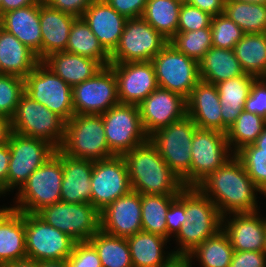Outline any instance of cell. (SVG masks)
<instances>
[{
    "label": "cell",
    "mask_w": 266,
    "mask_h": 267,
    "mask_svg": "<svg viewBox=\"0 0 266 267\" xmlns=\"http://www.w3.org/2000/svg\"><path fill=\"white\" fill-rule=\"evenodd\" d=\"M169 43L178 52L184 53L199 63L212 47L211 28L177 32Z\"/></svg>",
    "instance_id": "60d3db41"
},
{
    "label": "cell",
    "mask_w": 266,
    "mask_h": 267,
    "mask_svg": "<svg viewBox=\"0 0 266 267\" xmlns=\"http://www.w3.org/2000/svg\"><path fill=\"white\" fill-rule=\"evenodd\" d=\"M234 1L245 2V3L266 4V0H234Z\"/></svg>",
    "instance_id": "6125c7cd"
},
{
    "label": "cell",
    "mask_w": 266,
    "mask_h": 267,
    "mask_svg": "<svg viewBox=\"0 0 266 267\" xmlns=\"http://www.w3.org/2000/svg\"><path fill=\"white\" fill-rule=\"evenodd\" d=\"M233 51L245 73L266 78V33L244 34Z\"/></svg>",
    "instance_id": "836d02e7"
},
{
    "label": "cell",
    "mask_w": 266,
    "mask_h": 267,
    "mask_svg": "<svg viewBox=\"0 0 266 267\" xmlns=\"http://www.w3.org/2000/svg\"><path fill=\"white\" fill-rule=\"evenodd\" d=\"M158 86L188 98L200 81L199 63L168 43L152 60Z\"/></svg>",
    "instance_id": "4fadbf2b"
},
{
    "label": "cell",
    "mask_w": 266,
    "mask_h": 267,
    "mask_svg": "<svg viewBox=\"0 0 266 267\" xmlns=\"http://www.w3.org/2000/svg\"><path fill=\"white\" fill-rule=\"evenodd\" d=\"M77 17L40 2L42 60L49 54L66 50L72 23Z\"/></svg>",
    "instance_id": "4316f807"
},
{
    "label": "cell",
    "mask_w": 266,
    "mask_h": 267,
    "mask_svg": "<svg viewBox=\"0 0 266 267\" xmlns=\"http://www.w3.org/2000/svg\"><path fill=\"white\" fill-rule=\"evenodd\" d=\"M138 107L142 126L148 136L187 115L186 98L160 87L151 92Z\"/></svg>",
    "instance_id": "d6986e66"
},
{
    "label": "cell",
    "mask_w": 266,
    "mask_h": 267,
    "mask_svg": "<svg viewBox=\"0 0 266 267\" xmlns=\"http://www.w3.org/2000/svg\"><path fill=\"white\" fill-rule=\"evenodd\" d=\"M256 79L255 76L245 73L215 84L221 104L223 133H227L228 128L244 110L245 102Z\"/></svg>",
    "instance_id": "f1b7e54d"
},
{
    "label": "cell",
    "mask_w": 266,
    "mask_h": 267,
    "mask_svg": "<svg viewBox=\"0 0 266 267\" xmlns=\"http://www.w3.org/2000/svg\"><path fill=\"white\" fill-rule=\"evenodd\" d=\"M120 15L127 19L139 18L142 16L148 0H105Z\"/></svg>",
    "instance_id": "f907efd6"
},
{
    "label": "cell",
    "mask_w": 266,
    "mask_h": 267,
    "mask_svg": "<svg viewBox=\"0 0 266 267\" xmlns=\"http://www.w3.org/2000/svg\"><path fill=\"white\" fill-rule=\"evenodd\" d=\"M26 257L24 213L5 203L0 208V265Z\"/></svg>",
    "instance_id": "484cf974"
},
{
    "label": "cell",
    "mask_w": 266,
    "mask_h": 267,
    "mask_svg": "<svg viewBox=\"0 0 266 267\" xmlns=\"http://www.w3.org/2000/svg\"><path fill=\"white\" fill-rule=\"evenodd\" d=\"M52 8L69 13L76 17H82L85 10L94 0H43Z\"/></svg>",
    "instance_id": "816d5d0a"
},
{
    "label": "cell",
    "mask_w": 266,
    "mask_h": 267,
    "mask_svg": "<svg viewBox=\"0 0 266 267\" xmlns=\"http://www.w3.org/2000/svg\"><path fill=\"white\" fill-rule=\"evenodd\" d=\"M254 144L258 147V153H266V125Z\"/></svg>",
    "instance_id": "94428289"
},
{
    "label": "cell",
    "mask_w": 266,
    "mask_h": 267,
    "mask_svg": "<svg viewBox=\"0 0 266 267\" xmlns=\"http://www.w3.org/2000/svg\"><path fill=\"white\" fill-rule=\"evenodd\" d=\"M244 74L233 49L212 46L199 62L200 80L210 84H217Z\"/></svg>",
    "instance_id": "1f68e13d"
},
{
    "label": "cell",
    "mask_w": 266,
    "mask_h": 267,
    "mask_svg": "<svg viewBox=\"0 0 266 267\" xmlns=\"http://www.w3.org/2000/svg\"><path fill=\"white\" fill-rule=\"evenodd\" d=\"M185 215L187 221L171 241L174 255H188L222 229L218 208L197 187H185Z\"/></svg>",
    "instance_id": "3957f363"
},
{
    "label": "cell",
    "mask_w": 266,
    "mask_h": 267,
    "mask_svg": "<svg viewBox=\"0 0 266 267\" xmlns=\"http://www.w3.org/2000/svg\"><path fill=\"white\" fill-rule=\"evenodd\" d=\"M74 114L101 115L119 104L113 70L103 67L95 76L72 88Z\"/></svg>",
    "instance_id": "e0dca14e"
},
{
    "label": "cell",
    "mask_w": 266,
    "mask_h": 267,
    "mask_svg": "<svg viewBox=\"0 0 266 267\" xmlns=\"http://www.w3.org/2000/svg\"><path fill=\"white\" fill-rule=\"evenodd\" d=\"M176 1L180 2L181 4H184V3L188 2V0H176Z\"/></svg>",
    "instance_id": "be15d7a7"
},
{
    "label": "cell",
    "mask_w": 266,
    "mask_h": 267,
    "mask_svg": "<svg viewBox=\"0 0 266 267\" xmlns=\"http://www.w3.org/2000/svg\"><path fill=\"white\" fill-rule=\"evenodd\" d=\"M10 160L7 173V196H13L28 177L50 156L56 148L49 142L12 132L9 138ZM11 193V194H10Z\"/></svg>",
    "instance_id": "ba28073f"
},
{
    "label": "cell",
    "mask_w": 266,
    "mask_h": 267,
    "mask_svg": "<svg viewBox=\"0 0 266 267\" xmlns=\"http://www.w3.org/2000/svg\"><path fill=\"white\" fill-rule=\"evenodd\" d=\"M26 254L37 261L69 257L76 243L69 235L47 224L37 214L24 213Z\"/></svg>",
    "instance_id": "5bb4252c"
},
{
    "label": "cell",
    "mask_w": 266,
    "mask_h": 267,
    "mask_svg": "<svg viewBox=\"0 0 266 267\" xmlns=\"http://www.w3.org/2000/svg\"><path fill=\"white\" fill-rule=\"evenodd\" d=\"M65 51L95 59L104 67L110 65V55L101 46L82 17H77L72 23Z\"/></svg>",
    "instance_id": "e575fe53"
},
{
    "label": "cell",
    "mask_w": 266,
    "mask_h": 267,
    "mask_svg": "<svg viewBox=\"0 0 266 267\" xmlns=\"http://www.w3.org/2000/svg\"><path fill=\"white\" fill-rule=\"evenodd\" d=\"M191 148V187H196L234 155L226 134L217 130L197 128Z\"/></svg>",
    "instance_id": "2e32d148"
},
{
    "label": "cell",
    "mask_w": 266,
    "mask_h": 267,
    "mask_svg": "<svg viewBox=\"0 0 266 267\" xmlns=\"http://www.w3.org/2000/svg\"><path fill=\"white\" fill-rule=\"evenodd\" d=\"M55 153L62 160L61 201L75 204L91 203L93 161L68 156L60 149H56Z\"/></svg>",
    "instance_id": "603a6c76"
},
{
    "label": "cell",
    "mask_w": 266,
    "mask_h": 267,
    "mask_svg": "<svg viewBox=\"0 0 266 267\" xmlns=\"http://www.w3.org/2000/svg\"><path fill=\"white\" fill-rule=\"evenodd\" d=\"M131 190L128 169L123 156L93 161L91 204L99 212Z\"/></svg>",
    "instance_id": "9a60e30c"
},
{
    "label": "cell",
    "mask_w": 266,
    "mask_h": 267,
    "mask_svg": "<svg viewBox=\"0 0 266 267\" xmlns=\"http://www.w3.org/2000/svg\"><path fill=\"white\" fill-rule=\"evenodd\" d=\"M37 215L76 242L89 241L100 230V212L91 203L59 201L44 207Z\"/></svg>",
    "instance_id": "30bf717a"
},
{
    "label": "cell",
    "mask_w": 266,
    "mask_h": 267,
    "mask_svg": "<svg viewBox=\"0 0 266 267\" xmlns=\"http://www.w3.org/2000/svg\"><path fill=\"white\" fill-rule=\"evenodd\" d=\"M177 196L141 194L142 231L167 238L166 215Z\"/></svg>",
    "instance_id": "8d00e7d4"
},
{
    "label": "cell",
    "mask_w": 266,
    "mask_h": 267,
    "mask_svg": "<svg viewBox=\"0 0 266 267\" xmlns=\"http://www.w3.org/2000/svg\"><path fill=\"white\" fill-rule=\"evenodd\" d=\"M225 1L226 0H188L187 3L214 17L224 13Z\"/></svg>",
    "instance_id": "db71d44e"
},
{
    "label": "cell",
    "mask_w": 266,
    "mask_h": 267,
    "mask_svg": "<svg viewBox=\"0 0 266 267\" xmlns=\"http://www.w3.org/2000/svg\"><path fill=\"white\" fill-rule=\"evenodd\" d=\"M101 116L107 145L115 156H123L148 140L141 123L138 105L119 103Z\"/></svg>",
    "instance_id": "8fae6325"
},
{
    "label": "cell",
    "mask_w": 266,
    "mask_h": 267,
    "mask_svg": "<svg viewBox=\"0 0 266 267\" xmlns=\"http://www.w3.org/2000/svg\"><path fill=\"white\" fill-rule=\"evenodd\" d=\"M11 123L13 132L43 139L56 149L64 141L65 121L26 93L21 96Z\"/></svg>",
    "instance_id": "52a82bcc"
},
{
    "label": "cell",
    "mask_w": 266,
    "mask_h": 267,
    "mask_svg": "<svg viewBox=\"0 0 266 267\" xmlns=\"http://www.w3.org/2000/svg\"><path fill=\"white\" fill-rule=\"evenodd\" d=\"M24 93L23 78L15 75H0V115L12 118Z\"/></svg>",
    "instance_id": "ee69618b"
},
{
    "label": "cell",
    "mask_w": 266,
    "mask_h": 267,
    "mask_svg": "<svg viewBox=\"0 0 266 267\" xmlns=\"http://www.w3.org/2000/svg\"><path fill=\"white\" fill-rule=\"evenodd\" d=\"M62 180V160L54 153L28 177L7 204L20 212L37 214L44 207L61 201Z\"/></svg>",
    "instance_id": "277c9868"
},
{
    "label": "cell",
    "mask_w": 266,
    "mask_h": 267,
    "mask_svg": "<svg viewBox=\"0 0 266 267\" xmlns=\"http://www.w3.org/2000/svg\"><path fill=\"white\" fill-rule=\"evenodd\" d=\"M39 267H68V260H44L39 261Z\"/></svg>",
    "instance_id": "91938a15"
},
{
    "label": "cell",
    "mask_w": 266,
    "mask_h": 267,
    "mask_svg": "<svg viewBox=\"0 0 266 267\" xmlns=\"http://www.w3.org/2000/svg\"><path fill=\"white\" fill-rule=\"evenodd\" d=\"M126 239L133 267H161L174 256L171 242L162 236L141 231Z\"/></svg>",
    "instance_id": "f546056e"
},
{
    "label": "cell",
    "mask_w": 266,
    "mask_h": 267,
    "mask_svg": "<svg viewBox=\"0 0 266 267\" xmlns=\"http://www.w3.org/2000/svg\"><path fill=\"white\" fill-rule=\"evenodd\" d=\"M109 67L116 77L120 104L139 105L159 87L151 61L110 63Z\"/></svg>",
    "instance_id": "ac0fdd59"
},
{
    "label": "cell",
    "mask_w": 266,
    "mask_h": 267,
    "mask_svg": "<svg viewBox=\"0 0 266 267\" xmlns=\"http://www.w3.org/2000/svg\"><path fill=\"white\" fill-rule=\"evenodd\" d=\"M235 155L255 186L266 197V153H258V147L253 143L242 147Z\"/></svg>",
    "instance_id": "b9f144b4"
},
{
    "label": "cell",
    "mask_w": 266,
    "mask_h": 267,
    "mask_svg": "<svg viewBox=\"0 0 266 267\" xmlns=\"http://www.w3.org/2000/svg\"><path fill=\"white\" fill-rule=\"evenodd\" d=\"M181 6L176 0H148L141 17L169 41L177 33Z\"/></svg>",
    "instance_id": "d590c367"
},
{
    "label": "cell",
    "mask_w": 266,
    "mask_h": 267,
    "mask_svg": "<svg viewBox=\"0 0 266 267\" xmlns=\"http://www.w3.org/2000/svg\"><path fill=\"white\" fill-rule=\"evenodd\" d=\"M64 154L99 161L115 156L107 145L101 115L74 114L65 122V136L59 148Z\"/></svg>",
    "instance_id": "8992f818"
},
{
    "label": "cell",
    "mask_w": 266,
    "mask_h": 267,
    "mask_svg": "<svg viewBox=\"0 0 266 267\" xmlns=\"http://www.w3.org/2000/svg\"><path fill=\"white\" fill-rule=\"evenodd\" d=\"M168 43L144 18L127 19L110 63L151 61Z\"/></svg>",
    "instance_id": "7c38bea8"
},
{
    "label": "cell",
    "mask_w": 266,
    "mask_h": 267,
    "mask_svg": "<svg viewBox=\"0 0 266 267\" xmlns=\"http://www.w3.org/2000/svg\"><path fill=\"white\" fill-rule=\"evenodd\" d=\"M2 267H39V261L26 257L23 259L8 262L2 265Z\"/></svg>",
    "instance_id": "680465c9"
},
{
    "label": "cell",
    "mask_w": 266,
    "mask_h": 267,
    "mask_svg": "<svg viewBox=\"0 0 266 267\" xmlns=\"http://www.w3.org/2000/svg\"><path fill=\"white\" fill-rule=\"evenodd\" d=\"M2 30V20H1V16H0V31Z\"/></svg>",
    "instance_id": "e7e4bbea"
},
{
    "label": "cell",
    "mask_w": 266,
    "mask_h": 267,
    "mask_svg": "<svg viewBox=\"0 0 266 267\" xmlns=\"http://www.w3.org/2000/svg\"><path fill=\"white\" fill-rule=\"evenodd\" d=\"M95 247L102 267H133L126 238L99 230L89 240Z\"/></svg>",
    "instance_id": "74e56055"
},
{
    "label": "cell",
    "mask_w": 266,
    "mask_h": 267,
    "mask_svg": "<svg viewBox=\"0 0 266 267\" xmlns=\"http://www.w3.org/2000/svg\"><path fill=\"white\" fill-rule=\"evenodd\" d=\"M42 0H2L0 16L8 11L34 5Z\"/></svg>",
    "instance_id": "11a10c76"
},
{
    "label": "cell",
    "mask_w": 266,
    "mask_h": 267,
    "mask_svg": "<svg viewBox=\"0 0 266 267\" xmlns=\"http://www.w3.org/2000/svg\"><path fill=\"white\" fill-rule=\"evenodd\" d=\"M212 46L221 49H233L243 37L242 29L226 14L212 17L211 21Z\"/></svg>",
    "instance_id": "7bdbcfd3"
},
{
    "label": "cell",
    "mask_w": 266,
    "mask_h": 267,
    "mask_svg": "<svg viewBox=\"0 0 266 267\" xmlns=\"http://www.w3.org/2000/svg\"><path fill=\"white\" fill-rule=\"evenodd\" d=\"M12 132L11 118L0 115V145L9 142Z\"/></svg>",
    "instance_id": "9f6ffc18"
},
{
    "label": "cell",
    "mask_w": 266,
    "mask_h": 267,
    "mask_svg": "<svg viewBox=\"0 0 266 267\" xmlns=\"http://www.w3.org/2000/svg\"><path fill=\"white\" fill-rule=\"evenodd\" d=\"M42 62L72 88L92 78L104 67L95 59L66 51L51 53Z\"/></svg>",
    "instance_id": "83f0119b"
},
{
    "label": "cell",
    "mask_w": 266,
    "mask_h": 267,
    "mask_svg": "<svg viewBox=\"0 0 266 267\" xmlns=\"http://www.w3.org/2000/svg\"><path fill=\"white\" fill-rule=\"evenodd\" d=\"M226 14L244 34L266 33V4L225 1Z\"/></svg>",
    "instance_id": "f35d334b"
},
{
    "label": "cell",
    "mask_w": 266,
    "mask_h": 267,
    "mask_svg": "<svg viewBox=\"0 0 266 267\" xmlns=\"http://www.w3.org/2000/svg\"><path fill=\"white\" fill-rule=\"evenodd\" d=\"M187 116L200 129L222 132L221 104L215 84L200 80L186 99Z\"/></svg>",
    "instance_id": "cb8c5ba5"
},
{
    "label": "cell",
    "mask_w": 266,
    "mask_h": 267,
    "mask_svg": "<svg viewBox=\"0 0 266 267\" xmlns=\"http://www.w3.org/2000/svg\"><path fill=\"white\" fill-rule=\"evenodd\" d=\"M263 119L265 120V122H266V112H265V115L263 116Z\"/></svg>",
    "instance_id": "03108f58"
},
{
    "label": "cell",
    "mask_w": 266,
    "mask_h": 267,
    "mask_svg": "<svg viewBox=\"0 0 266 267\" xmlns=\"http://www.w3.org/2000/svg\"><path fill=\"white\" fill-rule=\"evenodd\" d=\"M2 28L14 35L42 61L40 2L1 15Z\"/></svg>",
    "instance_id": "d4e9b609"
},
{
    "label": "cell",
    "mask_w": 266,
    "mask_h": 267,
    "mask_svg": "<svg viewBox=\"0 0 266 267\" xmlns=\"http://www.w3.org/2000/svg\"><path fill=\"white\" fill-rule=\"evenodd\" d=\"M67 260L68 267H102L98 253L89 241L76 242Z\"/></svg>",
    "instance_id": "bcb514c9"
},
{
    "label": "cell",
    "mask_w": 266,
    "mask_h": 267,
    "mask_svg": "<svg viewBox=\"0 0 266 267\" xmlns=\"http://www.w3.org/2000/svg\"><path fill=\"white\" fill-rule=\"evenodd\" d=\"M9 160L10 149L8 143L0 145V198L7 197V173Z\"/></svg>",
    "instance_id": "f5cc1de1"
},
{
    "label": "cell",
    "mask_w": 266,
    "mask_h": 267,
    "mask_svg": "<svg viewBox=\"0 0 266 267\" xmlns=\"http://www.w3.org/2000/svg\"><path fill=\"white\" fill-rule=\"evenodd\" d=\"M212 16L189 3L181 6L177 32L194 31L211 28Z\"/></svg>",
    "instance_id": "f6af8a7d"
},
{
    "label": "cell",
    "mask_w": 266,
    "mask_h": 267,
    "mask_svg": "<svg viewBox=\"0 0 266 267\" xmlns=\"http://www.w3.org/2000/svg\"><path fill=\"white\" fill-rule=\"evenodd\" d=\"M161 267H193L188 255H174Z\"/></svg>",
    "instance_id": "6f0895ef"
},
{
    "label": "cell",
    "mask_w": 266,
    "mask_h": 267,
    "mask_svg": "<svg viewBox=\"0 0 266 267\" xmlns=\"http://www.w3.org/2000/svg\"><path fill=\"white\" fill-rule=\"evenodd\" d=\"M131 189L140 194L178 195L185 186L149 139L123 155Z\"/></svg>",
    "instance_id": "7a4b0ae2"
},
{
    "label": "cell",
    "mask_w": 266,
    "mask_h": 267,
    "mask_svg": "<svg viewBox=\"0 0 266 267\" xmlns=\"http://www.w3.org/2000/svg\"><path fill=\"white\" fill-rule=\"evenodd\" d=\"M100 230L122 238L141 232V194L131 190L100 211Z\"/></svg>",
    "instance_id": "44dd1931"
},
{
    "label": "cell",
    "mask_w": 266,
    "mask_h": 267,
    "mask_svg": "<svg viewBox=\"0 0 266 267\" xmlns=\"http://www.w3.org/2000/svg\"><path fill=\"white\" fill-rule=\"evenodd\" d=\"M24 81L25 93L65 122L74 115L72 87L42 61L24 78Z\"/></svg>",
    "instance_id": "9c48e42d"
},
{
    "label": "cell",
    "mask_w": 266,
    "mask_h": 267,
    "mask_svg": "<svg viewBox=\"0 0 266 267\" xmlns=\"http://www.w3.org/2000/svg\"><path fill=\"white\" fill-rule=\"evenodd\" d=\"M40 62L37 55L14 35L0 31V69L2 74L25 78Z\"/></svg>",
    "instance_id": "4dcf8cb0"
},
{
    "label": "cell",
    "mask_w": 266,
    "mask_h": 267,
    "mask_svg": "<svg viewBox=\"0 0 266 267\" xmlns=\"http://www.w3.org/2000/svg\"><path fill=\"white\" fill-rule=\"evenodd\" d=\"M265 125L266 122L262 116L243 110L226 133L231 151L235 154L242 147L253 144Z\"/></svg>",
    "instance_id": "ab89813d"
},
{
    "label": "cell",
    "mask_w": 266,
    "mask_h": 267,
    "mask_svg": "<svg viewBox=\"0 0 266 267\" xmlns=\"http://www.w3.org/2000/svg\"><path fill=\"white\" fill-rule=\"evenodd\" d=\"M196 187L216 205L222 217L260 211L263 203L259 199L266 198L235 154Z\"/></svg>",
    "instance_id": "6da1fadb"
},
{
    "label": "cell",
    "mask_w": 266,
    "mask_h": 267,
    "mask_svg": "<svg viewBox=\"0 0 266 267\" xmlns=\"http://www.w3.org/2000/svg\"><path fill=\"white\" fill-rule=\"evenodd\" d=\"M246 112L264 116L266 112V78H257L245 102Z\"/></svg>",
    "instance_id": "c3c4849f"
},
{
    "label": "cell",
    "mask_w": 266,
    "mask_h": 267,
    "mask_svg": "<svg viewBox=\"0 0 266 267\" xmlns=\"http://www.w3.org/2000/svg\"><path fill=\"white\" fill-rule=\"evenodd\" d=\"M187 221L185 215V188L178 194L177 198L171 203L167 215V239H172L178 234L182 225Z\"/></svg>",
    "instance_id": "7dc6e473"
},
{
    "label": "cell",
    "mask_w": 266,
    "mask_h": 267,
    "mask_svg": "<svg viewBox=\"0 0 266 267\" xmlns=\"http://www.w3.org/2000/svg\"><path fill=\"white\" fill-rule=\"evenodd\" d=\"M104 50L111 55L119 44L127 18L105 0H94L82 15Z\"/></svg>",
    "instance_id": "7402d4cb"
},
{
    "label": "cell",
    "mask_w": 266,
    "mask_h": 267,
    "mask_svg": "<svg viewBox=\"0 0 266 267\" xmlns=\"http://www.w3.org/2000/svg\"><path fill=\"white\" fill-rule=\"evenodd\" d=\"M222 230L234 251H266V213L261 210L222 217Z\"/></svg>",
    "instance_id": "ffe728a7"
},
{
    "label": "cell",
    "mask_w": 266,
    "mask_h": 267,
    "mask_svg": "<svg viewBox=\"0 0 266 267\" xmlns=\"http://www.w3.org/2000/svg\"><path fill=\"white\" fill-rule=\"evenodd\" d=\"M198 126L189 116L154 131L148 136L169 168L191 187V146Z\"/></svg>",
    "instance_id": "5b68a950"
},
{
    "label": "cell",
    "mask_w": 266,
    "mask_h": 267,
    "mask_svg": "<svg viewBox=\"0 0 266 267\" xmlns=\"http://www.w3.org/2000/svg\"><path fill=\"white\" fill-rule=\"evenodd\" d=\"M233 254L234 249L229 238L221 229L203 241L188 256L193 267H230Z\"/></svg>",
    "instance_id": "d6a6232c"
},
{
    "label": "cell",
    "mask_w": 266,
    "mask_h": 267,
    "mask_svg": "<svg viewBox=\"0 0 266 267\" xmlns=\"http://www.w3.org/2000/svg\"><path fill=\"white\" fill-rule=\"evenodd\" d=\"M230 267H266V251H234Z\"/></svg>",
    "instance_id": "681fc988"
}]
</instances>
